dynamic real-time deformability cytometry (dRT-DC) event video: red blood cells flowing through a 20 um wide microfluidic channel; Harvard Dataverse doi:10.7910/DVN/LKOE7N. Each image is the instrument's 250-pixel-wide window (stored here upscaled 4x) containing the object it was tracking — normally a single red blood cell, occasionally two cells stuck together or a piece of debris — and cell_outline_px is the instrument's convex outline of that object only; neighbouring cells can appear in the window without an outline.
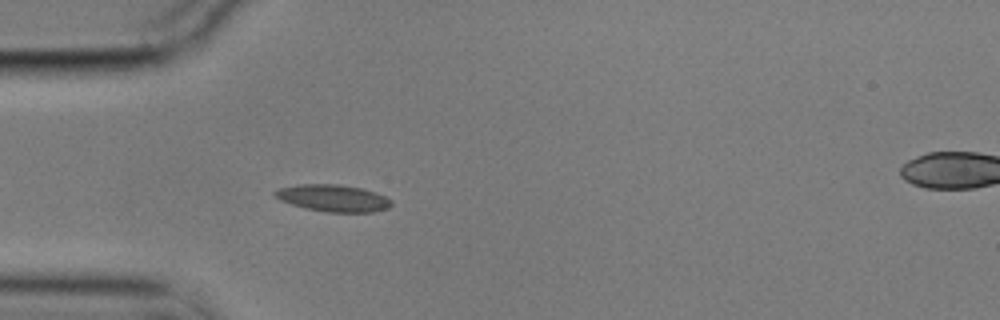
{"species": "common noctule bat (a hibernating species)", "species_latin": "Nyctalus noctula", "temperature_condition": "cold", "stored_images_in_passage": 46, "camera_frame_rate_fps": 3000, "um_per_image_px": 0.085, "animal": {"sex": "male", "body_mass_g": 17.9}, "frame": {"image": 1, "passage_image": 6, "time_ms": 1.667, "image_size_px": [1000, 320], "cell_outline_px": [[392, 204], [388, 208], [372, 212], [328, 212], [304, 208], [280, 200], [272, 196], [272, 192], [280, 188], [296, 184], [340, 184], [360, 188], [376, 192], [392, 200]], "centroid_in_image_um": [28.29, 16.83], "position_along_channel_um": 56.7, "area_um2": 18.38}}
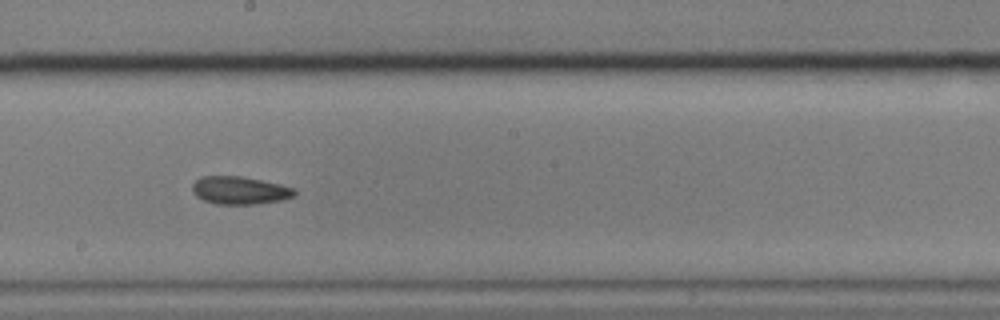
{"frame": {"image": 2, "passage_image": 21, "time_ms": 6.667, "image_size_px": [1000, 320], "cell_outline_px": [[296, 196], [284, 200], [256, 204], [216, 204], [204, 200], [196, 196], [192, 192], [192, 184], [200, 176], [240, 176], [280, 184], [296, 188]], "centroid_in_image_um": [20.4, 16.18], "position_along_channel_um": 227.8, "area_um2": 16.76}}
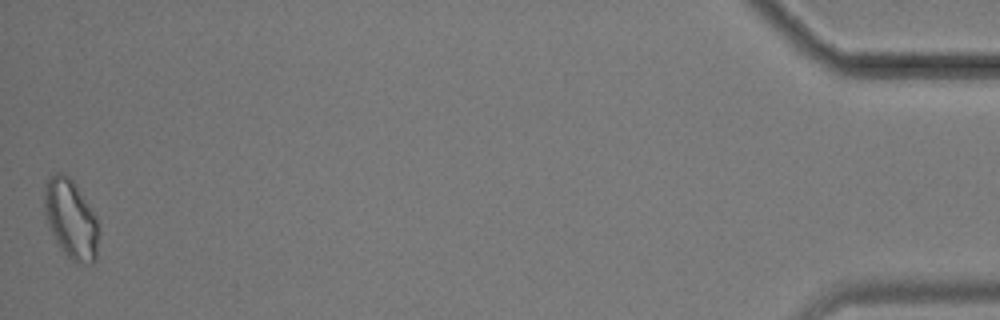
{"frame": {"image": 3, "passage_image": 46, "time_ms": 15.0, "image_size_px": [1000, 320], "cell_outline_px": [[100, 232], [96, 260], [92, 264], [88, 264], [72, 260], [60, 248], [48, 224], [44, 212], [44, 188], [48, 176], [56, 172], [64, 172], [72, 180], [96, 216]], "centroid_in_image_um": [6.04, 18.61], "position_along_channel_um": 429.2, "area_um2": 25.14}, "authors_computed_cell_mechanics": {"area_um2": 16.9643, "velocity_mm_per_s": 3.5202, "shape_relaxation_time_tau1_ms": null, "shape_relaxation_time_tau2_ms": 6.76, "deformation_change_tau1": null, "deformation_change_tau2": 0.1489}}